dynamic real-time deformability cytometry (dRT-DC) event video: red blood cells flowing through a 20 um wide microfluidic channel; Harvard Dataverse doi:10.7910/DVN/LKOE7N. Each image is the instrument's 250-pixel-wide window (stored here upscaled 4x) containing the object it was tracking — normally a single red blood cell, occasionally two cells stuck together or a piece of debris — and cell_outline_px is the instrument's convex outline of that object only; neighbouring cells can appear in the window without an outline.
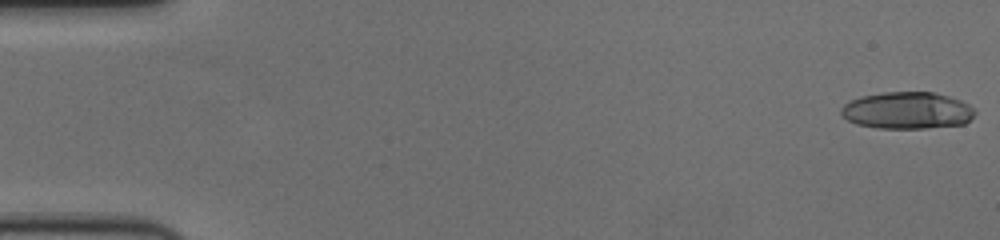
{"species": "human", "species_latin": "Homo sapiens", "temperature_condition": "cold", "stored_images_in_passage": 57, "camera_frame_rate_fps": 3000, "um_per_image_px": 0.085, "donor": {"sex": "female"}, "frame": {"image": 1, "passage_image": 1, "time_ms": 0.0, "image_size_px": [1000, 240], "cell_outline_px": [[976, 112], [964, 124], [928, 128], [876, 128], [856, 124], [840, 116], [840, 108], [844, 104], [860, 96], [884, 92], [936, 92], [960, 100], [968, 104]], "centroid_in_image_um": [77.07, 9.39], "position_along_channel_um": 7.9, "area_um2": 28.9}}
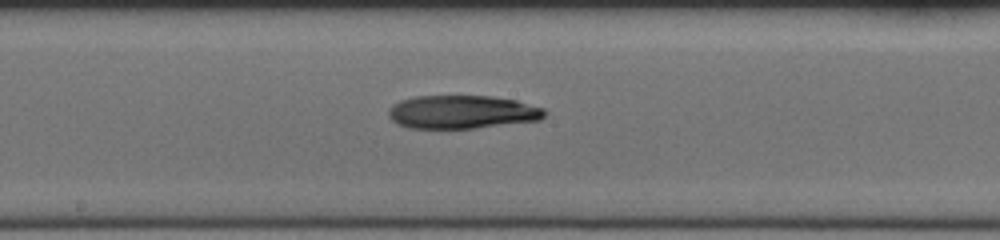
{"frame": {"image": 2, "passage_image": 31, "time_ms": 10.0, "image_size_px": [1000, 240], "cell_outline_px": [[548, 112], [540, 120], [472, 128], [408, 128], [396, 124], [388, 116], [388, 108], [392, 104], [400, 100], [416, 96], [492, 96], [516, 100], [544, 108]], "centroid_in_image_um": [39.25, 9.51], "position_along_channel_um": 209.0, "area_um2": 30.46}}
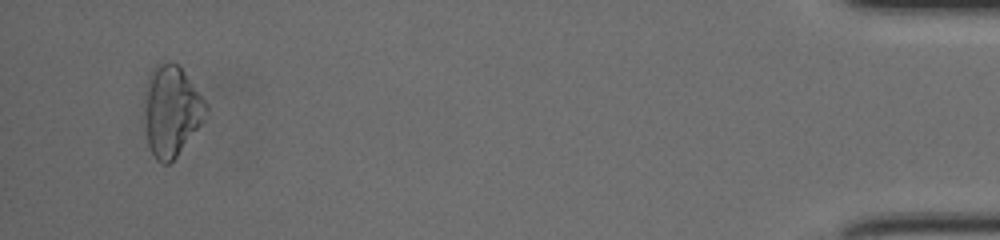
{"frame": {"image": 3, "passage_image": 55, "time_ms": 18.0, "image_size_px": [1000, 240], "cell_outline_px": [[208, 112], [204, 120], [176, 156], [168, 164], [164, 164], [156, 160], [148, 144], [144, 116], [144, 112], [148, 76], [152, 68], [156, 64], [180, 64], [208, 104]], "centroid_in_image_um": [14.59, 9.41], "position_along_channel_um": 420.6, "area_um2": 32.37}}